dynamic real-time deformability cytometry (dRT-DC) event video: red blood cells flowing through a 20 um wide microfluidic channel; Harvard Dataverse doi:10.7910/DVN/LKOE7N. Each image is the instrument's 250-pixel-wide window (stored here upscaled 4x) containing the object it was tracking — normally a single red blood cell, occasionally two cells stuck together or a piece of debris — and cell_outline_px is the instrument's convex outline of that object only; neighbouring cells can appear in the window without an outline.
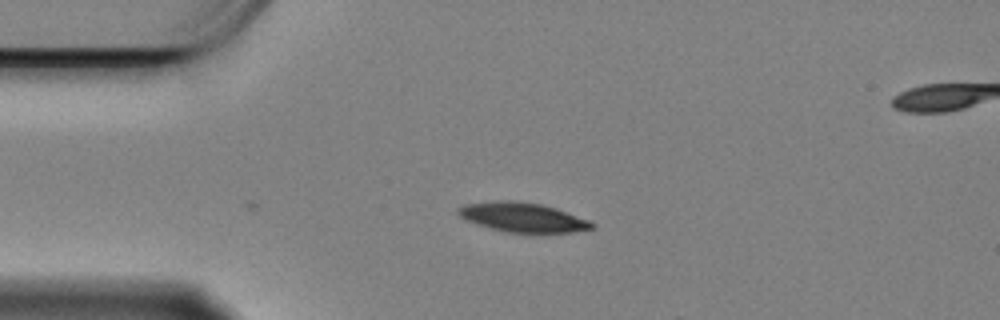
{"species": "Egyptian fruit bat (a non-hibernating species)", "species_latin": "Rousettus aegyptiacus", "temperature_condition": "cold", "stored_images_in_passage": 4, "camera_frame_rate_fps": 3000, "um_per_image_px": 0.085, "animal": {"sex": "female"}, "frame": {"image": 1, "passage_image": 4, "time_ms": 1.0, "image_size_px": [1000, 320], "cell_outline_px": [[596, 228], [572, 232], [508, 232], [488, 228], [464, 220], [456, 212], [456, 208], [464, 204], [496, 200], [512, 200], [540, 204], [556, 208], [588, 220], [596, 224]], "centroid_in_image_um": [44.38, 18.46], "position_along_channel_um": 40.6, "area_um2": 23.0}}